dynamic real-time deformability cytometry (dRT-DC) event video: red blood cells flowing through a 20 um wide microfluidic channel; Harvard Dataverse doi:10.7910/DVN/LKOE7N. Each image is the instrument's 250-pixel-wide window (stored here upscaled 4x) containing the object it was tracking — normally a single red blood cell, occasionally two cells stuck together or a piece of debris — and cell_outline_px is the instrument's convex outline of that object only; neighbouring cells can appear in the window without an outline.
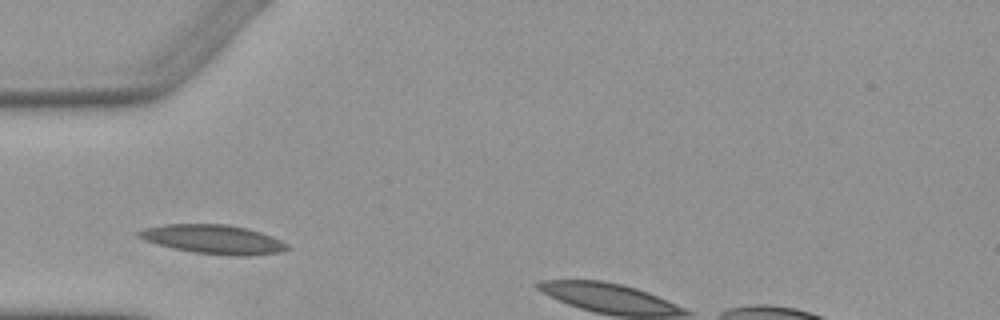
{"species": "Egyptian fruit bat (a non-hibernating species)", "species_latin": "Rousettus aegyptiacus", "temperature_condition": "warm", "stored_images_in_passage": 6, "camera_frame_rate_fps": 3000, "um_per_image_px": 0.085, "animal": {"sex": "female"}, "frame": {"image": 1, "passage_image": 2, "time_ms": 1.0, "image_size_px": [1000, 320], "cell_outline_px": [[292, 248], [280, 252], [248, 256], [228, 256], [196, 252], [172, 248], [156, 244], [144, 240], [136, 236], [136, 232], [144, 228], [164, 224], [228, 224], [248, 228], [272, 236], [288, 244]], "centroid_in_image_um": [18.14, 20.34], "position_along_channel_um": 66.9, "area_um2": 25.37}}
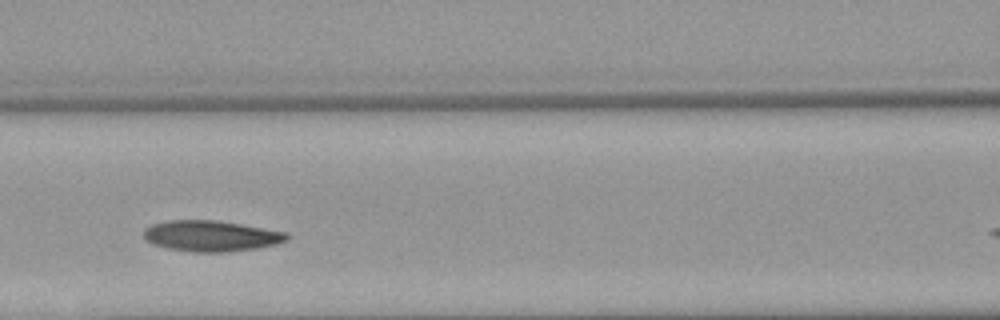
{"frame": {"image": 2, "passage_image": 5, "time_ms": 5.333, "image_size_px": [1000, 320], "cell_outline_px": [[292, 236], [288, 240], [276, 244], [256, 248], [232, 252], [196, 252], [168, 248], [152, 244], [144, 240], [144, 228], [152, 224], [168, 220], [216, 220], [288, 232]], "centroid_in_image_um": [17.96, 20.05], "position_along_channel_um": 148.6, "area_um2": 25.95}}
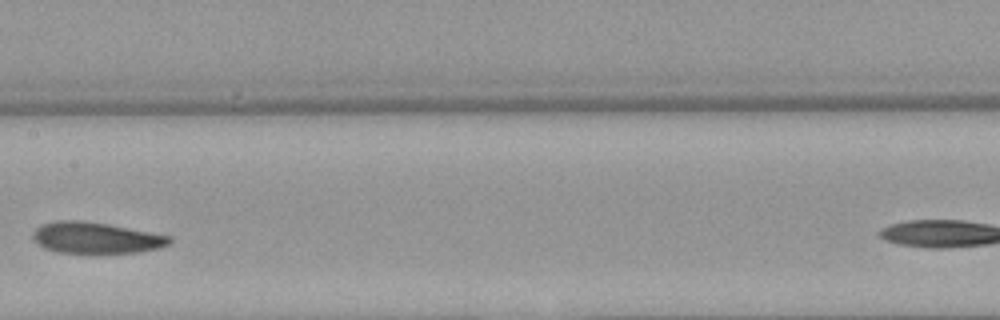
{"frame": {"image": 3, "passage_image": 6, "time_ms": 6.667, "image_size_px": [1000, 320], "cell_outline_px": [[172, 240], [168, 244], [160, 248], [136, 252], [92, 256], [56, 252], [44, 248], [32, 236], [32, 232], [36, 228], [44, 224], [60, 220], [80, 220], [108, 224], [172, 236]], "centroid_in_image_um": [8.17, 20.26], "position_along_channel_um": 199.2, "area_um2": 25.61}}